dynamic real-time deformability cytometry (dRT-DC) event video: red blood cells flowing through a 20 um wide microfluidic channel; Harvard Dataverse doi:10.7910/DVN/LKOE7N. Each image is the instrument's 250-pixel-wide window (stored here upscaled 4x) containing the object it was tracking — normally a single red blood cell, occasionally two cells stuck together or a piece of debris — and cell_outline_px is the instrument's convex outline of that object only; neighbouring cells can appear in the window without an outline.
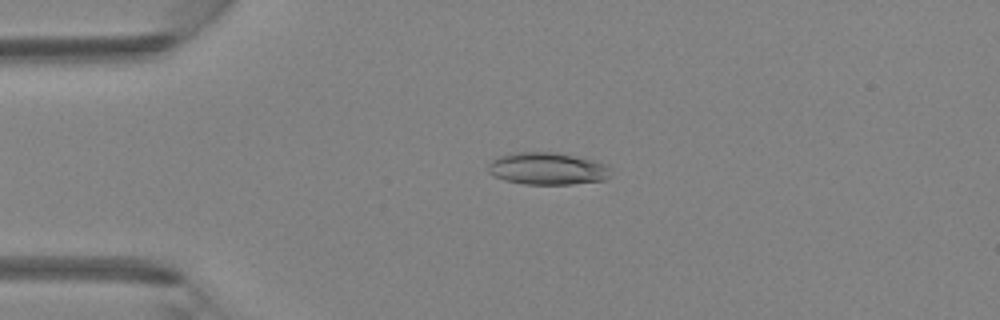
{"species": "Egyptian fruit bat (a non-hibernating species)", "species_latin": "Rousettus aegyptiacus", "temperature_condition": "room temperature", "stored_images_in_passage": 6, "camera_frame_rate_fps": 3000, "um_per_image_px": 0.085, "animal": {"sex": "female"}, "frame": {"image": 1, "passage_image": 4, "time_ms": 1.0, "image_size_px": [1000, 320], "cell_outline_px": [[612, 168], [608, 176], [604, 180], [572, 184], [524, 184], [504, 180], [488, 172], [488, 164], [492, 160], [500, 156], [512, 152], [552, 152], [596, 160], [608, 164]], "centroid_in_image_um": [46.55, 14.33], "position_along_channel_um": 38.4, "area_um2": 23.12}}
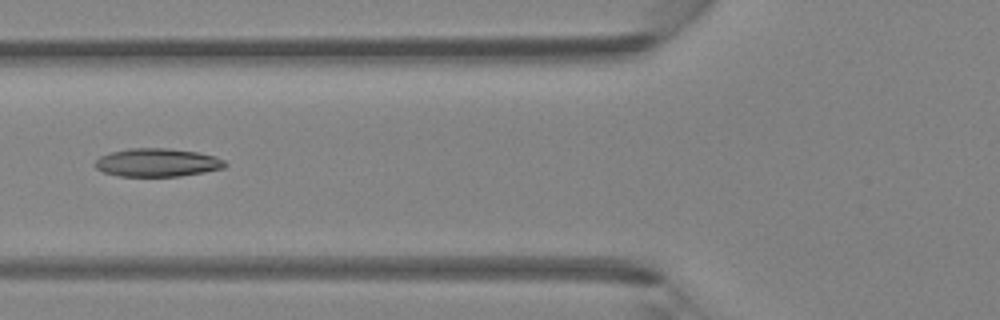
{"frame": {"image": 2, "passage_image": 6, "time_ms": 1.667, "image_size_px": [1000, 320], "cell_outline_px": [[228, 164], [224, 168], [204, 172], [180, 176], [120, 176], [104, 172], [96, 168], [92, 164], [100, 156], [112, 152], [128, 148], [168, 148], [196, 152], [216, 156], [224, 160]], "centroid_in_image_um": [13.37, 13.81], "position_along_channel_um": 112.4, "area_um2": 21.44}}